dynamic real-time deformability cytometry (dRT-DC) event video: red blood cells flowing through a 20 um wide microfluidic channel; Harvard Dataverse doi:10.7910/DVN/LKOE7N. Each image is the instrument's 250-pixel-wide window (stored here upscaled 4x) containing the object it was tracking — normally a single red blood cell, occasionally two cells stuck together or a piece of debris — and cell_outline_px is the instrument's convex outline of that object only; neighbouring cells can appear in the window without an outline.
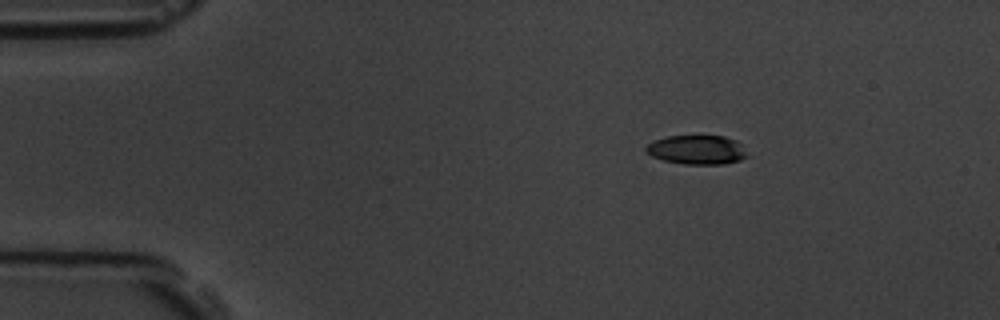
{"species": "common noctule bat (a hibernating species)", "species_latin": "Nyctalus noctula", "temperature_condition": "room temperature", "stored_images_in_passage": 4, "camera_frame_rate_fps": 3000, "um_per_image_px": 0.085, "animal": {"sex": "male", "body_mass_g": 19.5, "forearm_length_mm": 54.6}, "frame": {"image": 1, "passage_image": 2, "time_ms": 2.0, "image_size_px": [1000, 320], "cell_outline_px": [[748, 156], [740, 160], [724, 164], [684, 164], [664, 160], [652, 156], [644, 152], [644, 148], [648, 144], [656, 140], [668, 136], [724, 136], [736, 140]], "centroid_in_image_um": [59.21, 12.73], "position_along_channel_um": 25.8, "area_um2": 17.05}}